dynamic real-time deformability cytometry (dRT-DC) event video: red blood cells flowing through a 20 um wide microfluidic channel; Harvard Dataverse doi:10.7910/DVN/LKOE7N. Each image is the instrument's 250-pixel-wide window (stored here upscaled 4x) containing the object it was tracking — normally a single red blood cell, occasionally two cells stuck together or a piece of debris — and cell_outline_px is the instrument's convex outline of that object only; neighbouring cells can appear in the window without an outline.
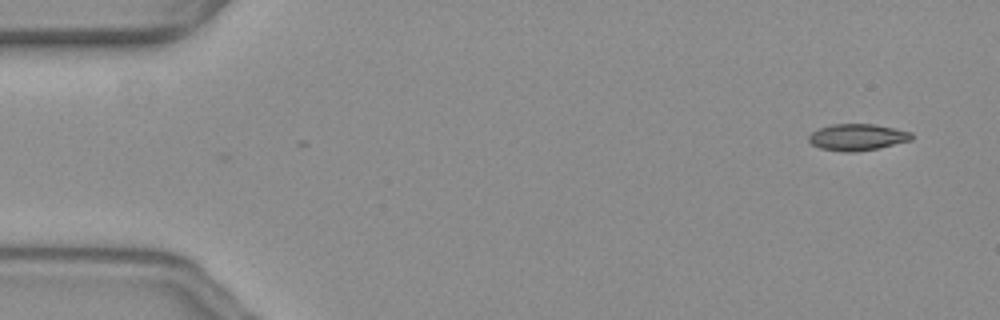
{"species": "common noctule bat (a hibernating species)", "species_latin": "Nyctalus noctula", "temperature_condition": "warm", "stored_images_in_passage": 2, "camera_frame_rate_fps": 3000, "um_per_image_px": 0.085, "animal": {"sex": "female", "body_mass_g": 19.3, "forearm_length_mm": 54.1}, "frame": {"image": 1, "passage_image": 1, "time_ms": 0.0, "image_size_px": [1000, 320], "cell_outline_px": [[912, 140], [876, 148], [852, 152], [844, 152], [820, 148], [812, 144], [808, 140], [808, 136], [816, 128], [832, 124], [872, 124], [912, 132]], "centroid_in_image_um": [72.82, 11.65], "position_along_channel_um": 12.2, "area_um2": 15.78}}